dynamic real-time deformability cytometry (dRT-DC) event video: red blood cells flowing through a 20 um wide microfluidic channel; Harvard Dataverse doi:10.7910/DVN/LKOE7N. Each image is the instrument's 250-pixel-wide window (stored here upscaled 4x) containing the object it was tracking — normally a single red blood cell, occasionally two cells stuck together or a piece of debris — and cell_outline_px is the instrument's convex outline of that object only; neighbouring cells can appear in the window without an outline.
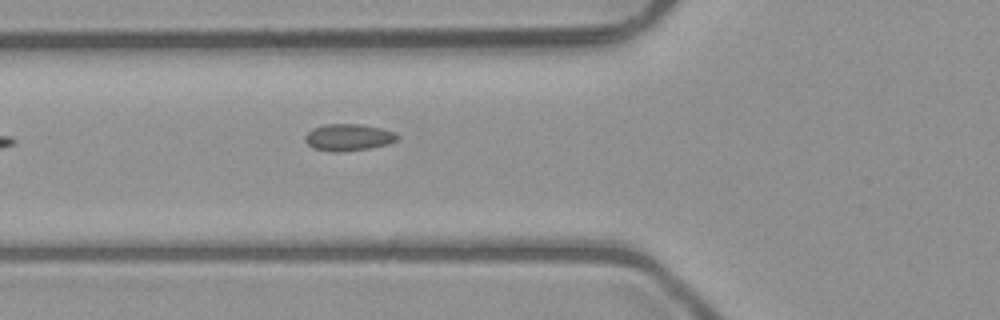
{"species": "common noctule bat (a hibernating species)", "species_latin": "Nyctalus noctula", "temperature_condition": "room temperature", "stored_images_in_passage": 3, "camera_frame_rate_fps": 3000, "um_per_image_px": 0.085, "animal": {"sex": "male", "body_mass_g": 23.1, "forearm_length_mm": 52.7}, "frame": {"image": 1, "passage_image": 3, "time_ms": 0.667, "image_size_px": [1000, 320], "cell_outline_px": [[400, 136], [396, 140], [388, 144], [368, 148], [336, 152], [332, 152], [312, 148], [304, 140], [304, 136], [312, 128], [324, 124], [360, 124], [380, 128], [392, 132]], "centroid_in_image_um": [29.56, 11.67], "position_along_channel_um": 96.2, "area_um2": 14.33}}